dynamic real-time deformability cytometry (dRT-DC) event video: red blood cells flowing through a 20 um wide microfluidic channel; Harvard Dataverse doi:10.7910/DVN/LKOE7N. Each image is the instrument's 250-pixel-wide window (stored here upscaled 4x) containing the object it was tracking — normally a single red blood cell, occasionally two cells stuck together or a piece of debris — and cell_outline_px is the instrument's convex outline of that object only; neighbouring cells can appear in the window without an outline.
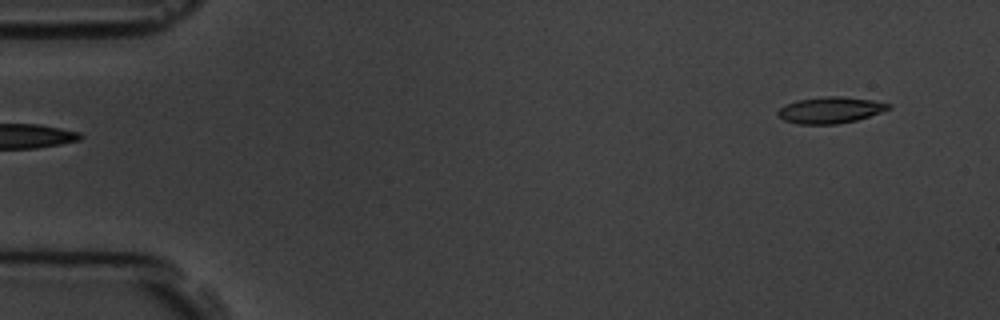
{"species": "common noctule bat (a hibernating species)", "species_latin": "Nyctalus noctula", "temperature_condition": "room temperature", "stored_images_in_passage": 4, "segment_of_instrument_passage": [2, 2], "camera_frame_rate_fps": 3000, "um_per_image_px": 0.085, "animal": {"sex": "male", "body_mass_g": 19.5, "forearm_length_mm": 54.6}, "frame": {"image": 1, "passage_image": 4, "time_ms": 3.333, "image_size_px": [1000, 320], "cell_outline_px": [[892, 108], [856, 120], [836, 124], [796, 124], [784, 120], [776, 112], [784, 104], [796, 100], [824, 96], [840, 96], [872, 100], [892, 104]], "centroid_in_image_um": [70.55, 9.35], "position_along_channel_um": 14.4, "area_um2": 16.99}}